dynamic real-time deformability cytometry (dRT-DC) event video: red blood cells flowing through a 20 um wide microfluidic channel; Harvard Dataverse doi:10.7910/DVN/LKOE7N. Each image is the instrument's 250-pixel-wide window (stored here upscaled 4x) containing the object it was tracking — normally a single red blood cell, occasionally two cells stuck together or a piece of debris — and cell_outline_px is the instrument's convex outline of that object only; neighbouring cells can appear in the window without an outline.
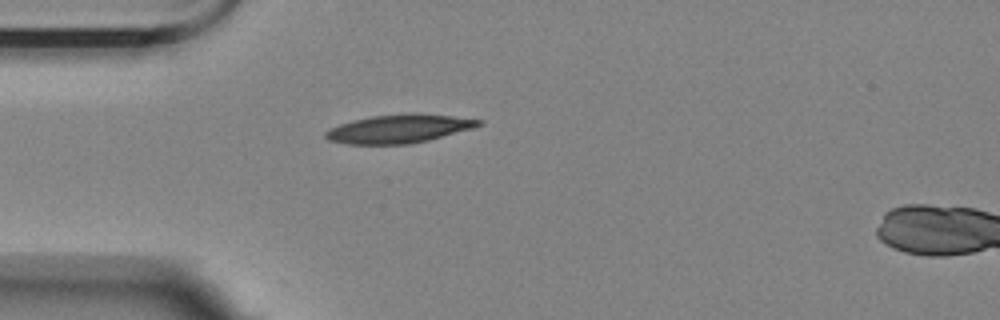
{"species": "Egyptian fruit bat (a non-hibernating species)", "species_latin": "Rousettus aegyptiacus", "temperature_condition": "room temperature", "stored_images_in_passage": 4, "camera_frame_rate_fps": 3000, "um_per_image_px": 0.085, "animal": {"sex": "female"}, "frame": {"image": 1, "passage_image": 4, "time_ms": 4.333, "image_size_px": [1000, 320], "cell_outline_px": [[484, 124], [472, 128], [428, 140], [408, 144], [348, 144], [328, 140], [324, 136], [324, 132], [340, 124], [352, 120], [372, 116], [412, 112], [416, 112], [452, 116], [484, 120]], "centroid_in_image_um": [33.92, 10.93], "position_along_channel_um": 51.1, "area_um2": 25.43}}